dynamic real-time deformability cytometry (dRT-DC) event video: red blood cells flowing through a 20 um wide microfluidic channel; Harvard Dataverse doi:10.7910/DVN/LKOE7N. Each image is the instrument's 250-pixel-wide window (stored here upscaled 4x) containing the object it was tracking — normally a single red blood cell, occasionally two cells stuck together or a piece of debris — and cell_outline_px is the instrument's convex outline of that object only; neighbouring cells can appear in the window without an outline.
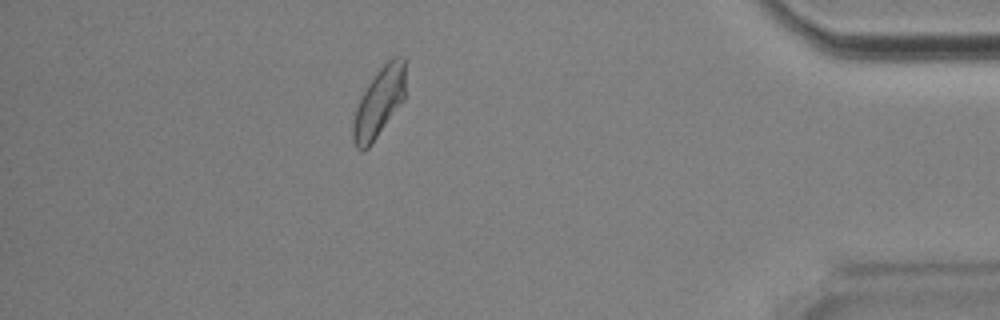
{"species": "Egyptian fruit bat (a non-hibernating species)", "species_latin": "Rousettus aegyptiacus", "temperature_condition": "room temperature", "stored_images_in_passage": 46, "camera_frame_rate_fps": 3000, "um_per_image_px": 0.085, "animal": {"sex": "male"}, "frame": {"image": 1, "passage_image": 40, "time_ms": 13.0, "image_size_px": [1000, 320], "cell_outline_px": [[404, 100], [368, 148], [364, 152], [356, 148], [352, 140], [352, 128], [356, 108], [360, 96], [376, 72], [392, 56], [404, 56]], "centroid_in_image_um": [32.19, 8.71], "position_along_channel_um": 403.0, "area_um2": 21.1}, "authors_computed_cell_mechanics": {"area_um2": 21.2126, "velocity_mm_per_s": 3.8608, "shape_relaxation_time_tau1_ms": 5.6746, "shape_relaxation_time_tau2_ms": 2.6351, "deformation_change_tau1": 0.1349, "deformation_change_tau2": 0.0812}}